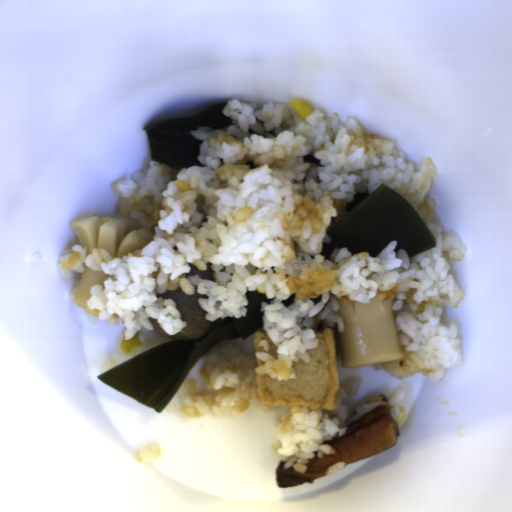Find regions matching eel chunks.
I'll return each mask as SVG.
<instances>
[{"instance_id":"1","label":"eel chunks","mask_w":512,"mask_h":512,"mask_svg":"<svg viewBox=\"0 0 512 512\" xmlns=\"http://www.w3.org/2000/svg\"><path fill=\"white\" fill-rule=\"evenodd\" d=\"M347 427L344 436L324 444L334 446L336 454H324L323 459H318L315 452L314 458L309 459L305 473L296 472L291 466L284 469L286 460H280L275 467L276 486L280 489H288L301 484H315L314 479L324 477L326 469L333 462H345L346 466L358 461L370 458L396 445L400 436V425L390 416V407L377 406L357 419L342 426Z\"/></svg>"}]
</instances>
